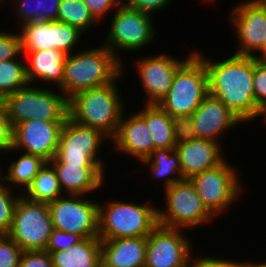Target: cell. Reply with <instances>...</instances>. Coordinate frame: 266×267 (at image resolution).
<instances>
[{
    "instance_id": "obj_46",
    "label": "cell",
    "mask_w": 266,
    "mask_h": 267,
    "mask_svg": "<svg viewBox=\"0 0 266 267\" xmlns=\"http://www.w3.org/2000/svg\"><path fill=\"white\" fill-rule=\"evenodd\" d=\"M1 168V167H0ZM1 169H0V186L4 183V176H2L1 173Z\"/></svg>"
},
{
    "instance_id": "obj_4",
    "label": "cell",
    "mask_w": 266,
    "mask_h": 267,
    "mask_svg": "<svg viewBox=\"0 0 266 267\" xmlns=\"http://www.w3.org/2000/svg\"><path fill=\"white\" fill-rule=\"evenodd\" d=\"M149 202L144 205L120 200L100 203L99 239L147 237L158 225V207Z\"/></svg>"
},
{
    "instance_id": "obj_35",
    "label": "cell",
    "mask_w": 266,
    "mask_h": 267,
    "mask_svg": "<svg viewBox=\"0 0 266 267\" xmlns=\"http://www.w3.org/2000/svg\"><path fill=\"white\" fill-rule=\"evenodd\" d=\"M82 239L83 237L80 235L63 232L53 228L45 250L49 253L53 251H65Z\"/></svg>"
},
{
    "instance_id": "obj_36",
    "label": "cell",
    "mask_w": 266,
    "mask_h": 267,
    "mask_svg": "<svg viewBox=\"0 0 266 267\" xmlns=\"http://www.w3.org/2000/svg\"><path fill=\"white\" fill-rule=\"evenodd\" d=\"M173 132L176 144L192 141L197 138L191 116H178L173 119Z\"/></svg>"
},
{
    "instance_id": "obj_23",
    "label": "cell",
    "mask_w": 266,
    "mask_h": 267,
    "mask_svg": "<svg viewBox=\"0 0 266 267\" xmlns=\"http://www.w3.org/2000/svg\"><path fill=\"white\" fill-rule=\"evenodd\" d=\"M24 57L29 59L26 63V74L29 84L39 80L47 84L50 82L58 88L64 76V64L68 56L62 50L51 48L40 51H23Z\"/></svg>"
},
{
    "instance_id": "obj_30",
    "label": "cell",
    "mask_w": 266,
    "mask_h": 267,
    "mask_svg": "<svg viewBox=\"0 0 266 267\" xmlns=\"http://www.w3.org/2000/svg\"><path fill=\"white\" fill-rule=\"evenodd\" d=\"M23 58H15L0 61V99L29 85L26 74V61Z\"/></svg>"
},
{
    "instance_id": "obj_6",
    "label": "cell",
    "mask_w": 266,
    "mask_h": 267,
    "mask_svg": "<svg viewBox=\"0 0 266 267\" xmlns=\"http://www.w3.org/2000/svg\"><path fill=\"white\" fill-rule=\"evenodd\" d=\"M61 93L29 84L7 96L2 103L13 127L30 119L65 121L69 116V99Z\"/></svg>"
},
{
    "instance_id": "obj_20",
    "label": "cell",
    "mask_w": 266,
    "mask_h": 267,
    "mask_svg": "<svg viewBox=\"0 0 266 267\" xmlns=\"http://www.w3.org/2000/svg\"><path fill=\"white\" fill-rule=\"evenodd\" d=\"M49 163L66 194L85 196L99 190L105 183V165H66L56 156Z\"/></svg>"
},
{
    "instance_id": "obj_26",
    "label": "cell",
    "mask_w": 266,
    "mask_h": 267,
    "mask_svg": "<svg viewBox=\"0 0 266 267\" xmlns=\"http://www.w3.org/2000/svg\"><path fill=\"white\" fill-rule=\"evenodd\" d=\"M141 164L149 166L152 177H156L157 180L164 178V188L184 180L179 154L175 149H154L146 159L141 161Z\"/></svg>"
},
{
    "instance_id": "obj_9",
    "label": "cell",
    "mask_w": 266,
    "mask_h": 267,
    "mask_svg": "<svg viewBox=\"0 0 266 267\" xmlns=\"http://www.w3.org/2000/svg\"><path fill=\"white\" fill-rule=\"evenodd\" d=\"M53 229L47 203L20 195L13 213L11 230L7 233L23 250H45Z\"/></svg>"
},
{
    "instance_id": "obj_11",
    "label": "cell",
    "mask_w": 266,
    "mask_h": 267,
    "mask_svg": "<svg viewBox=\"0 0 266 267\" xmlns=\"http://www.w3.org/2000/svg\"><path fill=\"white\" fill-rule=\"evenodd\" d=\"M54 229L83 238H98L99 203L82 195L66 194L48 203Z\"/></svg>"
},
{
    "instance_id": "obj_29",
    "label": "cell",
    "mask_w": 266,
    "mask_h": 267,
    "mask_svg": "<svg viewBox=\"0 0 266 267\" xmlns=\"http://www.w3.org/2000/svg\"><path fill=\"white\" fill-rule=\"evenodd\" d=\"M15 0H13L14 2ZM15 16L19 19L20 27L34 21L58 20L60 0H16ZM35 2V4L31 2ZM32 4V6H31ZM35 5V6H34ZM32 7V8H31Z\"/></svg>"
},
{
    "instance_id": "obj_40",
    "label": "cell",
    "mask_w": 266,
    "mask_h": 267,
    "mask_svg": "<svg viewBox=\"0 0 266 267\" xmlns=\"http://www.w3.org/2000/svg\"><path fill=\"white\" fill-rule=\"evenodd\" d=\"M84 4L88 7L90 13L93 17L100 23L103 20V16L111 11V9L117 8L122 0H82Z\"/></svg>"
},
{
    "instance_id": "obj_21",
    "label": "cell",
    "mask_w": 266,
    "mask_h": 267,
    "mask_svg": "<svg viewBox=\"0 0 266 267\" xmlns=\"http://www.w3.org/2000/svg\"><path fill=\"white\" fill-rule=\"evenodd\" d=\"M127 117L123 112L117 134L111 143L116 151L141 162L155 149L154 143L145 120L138 113L131 112Z\"/></svg>"
},
{
    "instance_id": "obj_12",
    "label": "cell",
    "mask_w": 266,
    "mask_h": 267,
    "mask_svg": "<svg viewBox=\"0 0 266 267\" xmlns=\"http://www.w3.org/2000/svg\"><path fill=\"white\" fill-rule=\"evenodd\" d=\"M105 138L107 141L98 129L81 125L68 116L60 132L56 157L66 165H106L99 156Z\"/></svg>"
},
{
    "instance_id": "obj_13",
    "label": "cell",
    "mask_w": 266,
    "mask_h": 267,
    "mask_svg": "<svg viewBox=\"0 0 266 267\" xmlns=\"http://www.w3.org/2000/svg\"><path fill=\"white\" fill-rule=\"evenodd\" d=\"M182 230L158 224L147 236L144 267H189L192 244Z\"/></svg>"
},
{
    "instance_id": "obj_7",
    "label": "cell",
    "mask_w": 266,
    "mask_h": 267,
    "mask_svg": "<svg viewBox=\"0 0 266 267\" xmlns=\"http://www.w3.org/2000/svg\"><path fill=\"white\" fill-rule=\"evenodd\" d=\"M166 210L158 208V224L169 228L192 230L215 218L205 207L189 179L164 188Z\"/></svg>"
},
{
    "instance_id": "obj_8",
    "label": "cell",
    "mask_w": 266,
    "mask_h": 267,
    "mask_svg": "<svg viewBox=\"0 0 266 267\" xmlns=\"http://www.w3.org/2000/svg\"><path fill=\"white\" fill-rule=\"evenodd\" d=\"M112 16L109 32L102 42L121 62L118 53L136 51L151 44L156 38L151 14L120 4Z\"/></svg>"
},
{
    "instance_id": "obj_16",
    "label": "cell",
    "mask_w": 266,
    "mask_h": 267,
    "mask_svg": "<svg viewBox=\"0 0 266 267\" xmlns=\"http://www.w3.org/2000/svg\"><path fill=\"white\" fill-rule=\"evenodd\" d=\"M181 60L172 55L160 54L137 59L136 72L146 99L145 105H158L167 95L176 71L194 54Z\"/></svg>"
},
{
    "instance_id": "obj_31",
    "label": "cell",
    "mask_w": 266,
    "mask_h": 267,
    "mask_svg": "<svg viewBox=\"0 0 266 267\" xmlns=\"http://www.w3.org/2000/svg\"><path fill=\"white\" fill-rule=\"evenodd\" d=\"M86 31L98 22L82 0H60L58 20Z\"/></svg>"
},
{
    "instance_id": "obj_3",
    "label": "cell",
    "mask_w": 266,
    "mask_h": 267,
    "mask_svg": "<svg viewBox=\"0 0 266 267\" xmlns=\"http://www.w3.org/2000/svg\"><path fill=\"white\" fill-rule=\"evenodd\" d=\"M111 83L85 89L69 99V117L75 122L98 129L111 141L117 134L123 112V99L117 86V79Z\"/></svg>"
},
{
    "instance_id": "obj_24",
    "label": "cell",
    "mask_w": 266,
    "mask_h": 267,
    "mask_svg": "<svg viewBox=\"0 0 266 267\" xmlns=\"http://www.w3.org/2000/svg\"><path fill=\"white\" fill-rule=\"evenodd\" d=\"M50 254L53 267H101V240L83 238L65 251Z\"/></svg>"
},
{
    "instance_id": "obj_38",
    "label": "cell",
    "mask_w": 266,
    "mask_h": 267,
    "mask_svg": "<svg viewBox=\"0 0 266 267\" xmlns=\"http://www.w3.org/2000/svg\"><path fill=\"white\" fill-rule=\"evenodd\" d=\"M14 127L7 114L4 104H0V152H9L13 146Z\"/></svg>"
},
{
    "instance_id": "obj_45",
    "label": "cell",
    "mask_w": 266,
    "mask_h": 267,
    "mask_svg": "<svg viewBox=\"0 0 266 267\" xmlns=\"http://www.w3.org/2000/svg\"><path fill=\"white\" fill-rule=\"evenodd\" d=\"M259 116H263L265 118L264 122H266V104L261 107Z\"/></svg>"
},
{
    "instance_id": "obj_19",
    "label": "cell",
    "mask_w": 266,
    "mask_h": 267,
    "mask_svg": "<svg viewBox=\"0 0 266 267\" xmlns=\"http://www.w3.org/2000/svg\"><path fill=\"white\" fill-rule=\"evenodd\" d=\"M221 148V143L201 138L176 144L183 179H190L221 164L225 160Z\"/></svg>"
},
{
    "instance_id": "obj_33",
    "label": "cell",
    "mask_w": 266,
    "mask_h": 267,
    "mask_svg": "<svg viewBox=\"0 0 266 267\" xmlns=\"http://www.w3.org/2000/svg\"><path fill=\"white\" fill-rule=\"evenodd\" d=\"M22 253L8 234H0V267H19Z\"/></svg>"
},
{
    "instance_id": "obj_17",
    "label": "cell",
    "mask_w": 266,
    "mask_h": 267,
    "mask_svg": "<svg viewBox=\"0 0 266 267\" xmlns=\"http://www.w3.org/2000/svg\"><path fill=\"white\" fill-rule=\"evenodd\" d=\"M65 121L30 119L14 126L13 146L10 152L25 151L39 156L46 162L57 153L59 136Z\"/></svg>"
},
{
    "instance_id": "obj_22",
    "label": "cell",
    "mask_w": 266,
    "mask_h": 267,
    "mask_svg": "<svg viewBox=\"0 0 266 267\" xmlns=\"http://www.w3.org/2000/svg\"><path fill=\"white\" fill-rule=\"evenodd\" d=\"M147 237L101 240V267H144Z\"/></svg>"
},
{
    "instance_id": "obj_2",
    "label": "cell",
    "mask_w": 266,
    "mask_h": 267,
    "mask_svg": "<svg viewBox=\"0 0 266 267\" xmlns=\"http://www.w3.org/2000/svg\"><path fill=\"white\" fill-rule=\"evenodd\" d=\"M124 66L104 44L96 48L71 53L64 64L62 84L57 88L68 99L85 89L113 82Z\"/></svg>"
},
{
    "instance_id": "obj_42",
    "label": "cell",
    "mask_w": 266,
    "mask_h": 267,
    "mask_svg": "<svg viewBox=\"0 0 266 267\" xmlns=\"http://www.w3.org/2000/svg\"><path fill=\"white\" fill-rule=\"evenodd\" d=\"M223 259V258H216V257H207V256H201L199 258L193 257L191 258L189 267H242L243 262H239L237 260H230Z\"/></svg>"
},
{
    "instance_id": "obj_14",
    "label": "cell",
    "mask_w": 266,
    "mask_h": 267,
    "mask_svg": "<svg viewBox=\"0 0 266 267\" xmlns=\"http://www.w3.org/2000/svg\"><path fill=\"white\" fill-rule=\"evenodd\" d=\"M230 11V23L239 39L234 54L256 56L266 46V3L246 0Z\"/></svg>"
},
{
    "instance_id": "obj_15",
    "label": "cell",
    "mask_w": 266,
    "mask_h": 267,
    "mask_svg": "<svg viewBox=\"0 0 266 267\" xmlns=\"http://www.w3.org/2000/svg\"><path fill=\"white\" fill-rule=\"evenodd\" d=\"M22 51H40L56 48L68 55L73 53L83 35L77 27L53 21H34L20 27Z\"/></svg>"
},
{
    "instance_id": "obj_32",
    "label": "cell",
    "mask_w": 266,
    "mask_h": 267,
    "mask_svg": "<svg viewBox=\"0 0 266 267\" xmlns=\"http://www.w3.org/2000/svg\"><path fill=\"white\" fill-rule=\"evenodd\" d=\"M12 190L5 183L0 186V234H7L12 227L15 205L20 196L12 194Z\"/></svg>"
},
{
    "instance_id": "obj_43",
    "label": "cell",
    "mask_w": 266,
    "mask_h": 267,
    "mask_svg": "<svg viewBox=\"0 0 266 267\" xmlns=\"http://www.w3.org/2000/svg\"><path fill=\"white\" fill-rule=\"evenodd\" d=\"M242 267H266V262H262V263H253L252 261L250 262H248V261H245L244 263H243V266Z\"/></svg>"
},
{
    "instance_id": "obj_34",
    "label": "cell",
    "mask_w": 266,
    "mask_h": 267,
    "mask_svg": "<svg viewBox=\"0 0 266 267\" xmlns=\"http://www.w3.org/2000/svg\"><path fill=\"white\" fill-rule=\"evenodd\" d=\"M21 36L19 32H0V61L23 57Z\"/></svg>"
},
{
    "instance_id": "obj_10",
    "label": "cell",
    "mask_w": 266,
    "mask_h": 267,
    "mask_svg": "<svg viewBox=\"0 0 266 267\" xmlns=\"http://www.w3.org/2000/svg\"><path fill=\"white\" fill-rule=\"evenodd\" d=\"M231 165L228 159H225L218 166L189 179L203 204L215 218L219 213L222 214V211L228 210L242 192L238 169Z\"/></svg>"
},
{
    "instance_id": "obj_37",
    "label": "cell",
    "mask_w": 266,
    "mask_h": 267,
    "mask_svg": "<svg viewBox=\"0 0 266 267\" xmlns=\"http://www.w3.org/2000/svg\"><path fill=\"white\" fill-rule=\"evenodd\" d=\"M253 88L256 103L262 107L266 104V64L254 56Z\"/></svg>"
},
{
    "instance_id": "obj_25",
    "label": "cell",
    "mask_w": 266,
    "mask_h": 267,
    "mask_svg": "<svg viewBox=\"0 0 266 267\" xmlns=\"http://www.w3.org/2000/svg\"><path fill=\"white\" fill-rule=\"evenodd\" d=\"M146 122L155 149H175L173 117L159 105H145L137 112Z\"/></svg>"
},
{
    "instance_id": "obj_28",
    "label": "cell",
    "mask_w": 266,
    "mask_h": 267,
    "mask_svg": "<svg viewBox=\"0 0 266 267\" xmlns=\"http://www.w3.org/2000/svg\"><path fill=\"white\" fill-rule=\"evenodd\" d=\"M45 163L46 161L39 156L23 153L18 159L9 163L8 175H4V181L8 182L6 185L10 188L14 185L26 191Z\"/></svg>"
},
{
    "instance_id": "obj_44",
    "label": "cell",
    "mask_w": 266,
    "mask_h": 267,
    "mask_svg": "<svg viewBox=\"0 0 266 267\" xmlns=\"http://www.w3.org/2000/svg\"><path fill=\"white\" fill-rule=\"evenodd\" d=\"M260 54L256 55L257 60L266 64V46L260 51Z\"/></svg>"
},
{
    "instance_id": "obj_1",
    "label": "cell",
    "mask_w": 266,
    "mask_h": 267,
    "mask_svg": "<svg viewBox=\"0 0 266 267\" xmlns=\"http://www.w3.org/2000/svg\"><path fill=\"white\" fill-rule=\"evenodd\" d=\"M208 74L209 93L219 98L237 117L247 121L259 117L253 88L254 56L233 54L220 61L202 56Z\"/></svg>"
},
{
    "instance_id": "obj_41",
    "label": "cell",
    "mask_w": 266,
    "mask_h": 267,
    "mask_svg": "<svg viewBox=\"0 0 266 267\" xmlns=\"http://www.w3.org/2000/svg\"><path fill=\"white\" fill-rule=\"evenodd\" d=\"M126 1V0H125ZM122 0V4L125 7L146 12L153 15L156 10H162L170 5L172 0ZM124 2V3H123Z\"/></svg>"
},
{
    "instance_id": "obj_5",
    "label": "cell",
    "mask_w": 266,
    "mask_h": 267,
    "mask_svg": "<svg viewBox=\"0 0 266 267\" xmlns=\"http://www.w3.org/2000/svg\"><path fill=\"white\" fill-rule=\"evenodd\" d=\"M208 94L204 61L194 53L176 71L166 97L158 105L173 118L191 116Z\"/></svg>"
},
{
    "instance_id": "obj_39",
    "label": "cell",
    "mask_w": 266,
    "mask_h": 267,
    "mask_svg": "<svg viewBox=\"0 0 266 267\" xmlns=\"http://www.w3.org/2000/svg\"><path fill=\"white\" fill-rule=\"evenodd\" d=\"M19 267H53L51 254L46 250L23 251Z\"/></svg>"
},
{
    "instance_id": "obj_27",
    "label": "cell",
    "mask_w": 266,
    "mask_h": 267,
    "mask_svg": "<svg viewBox=\"0 0 266 267\" xmlns=\"http://www.w3.org/2000/svg\"><path fill=\"white\" fill-rule=\"evenodd\" d=\"M64 194L61 190L56 171L49 162L45 163L33 179L31 185L26 191L22 192V195L29 200L47 204L57 200Z\"/></svg>"
},
{
    "instance_id": "obj_18",
    "label": "cell",
    "mask_w": 266,
    "mask_h": 267,
    "mask_svg": "<svg viewBox=\"0 0 266 267\" xmlns=\"http://www.w3.org/2000/svg\"><path fill=\"white\" fill-rule=\"evenodd\" d=\"M197 138L219 142L225 131L242 121L219 98L210 93L191 115ZM218 138V139H217ZM218 140V141H217Z\"/></svg>"
}]
</instances>
